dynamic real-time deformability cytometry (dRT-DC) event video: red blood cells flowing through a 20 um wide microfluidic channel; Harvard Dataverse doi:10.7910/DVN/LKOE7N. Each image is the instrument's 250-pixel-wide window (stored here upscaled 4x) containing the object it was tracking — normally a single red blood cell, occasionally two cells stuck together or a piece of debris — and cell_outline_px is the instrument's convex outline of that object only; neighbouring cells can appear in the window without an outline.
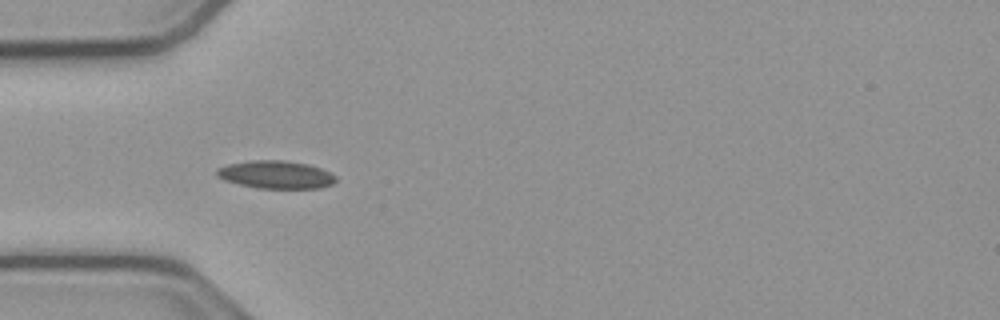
{"species": "common noctule bat (a hibernating species)", "species_latin": "Nyctalus noctula", "temperature_condition": "cold", "stored_images_in_passage": 9, "camera_frame_rate_fps": 3000, "um_per_image_px": 0.085, "animal": {"sex": "male", "body_mass_g": 23.1, "forearm_length_mm": 52.7}, "frame": {"image": 1, "passage_image": 6, "time_ms": 1.667, "image_size_px": [1000, 320], "cell_outline_px": [[336, 180], [332, 184], [320, 188], [256, 188], [224, 180], [216, 176], [216, 168], [228, 164], [252, 160], [284, 160], [308, 164], [320, 168], [336, 176]], "centroid_in_image_um": [23.43, 14.84], "position_along_channel_um": 61.6, "area_um2": 19.31}}
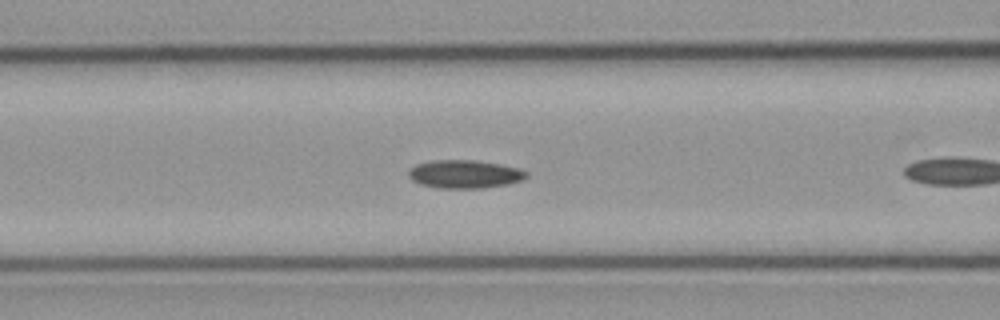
{"frame": {"image": 2, "passage_image": 8, "time_ms": 2.333, "image_size_px": [1000, 320], "cell_outline_px": [[528, 176], [524, 180], [508, 184], [484, 188], [436, 188], [420, 184], [412, 180], [408, 176], [408, 172], [416, 164], [432, 160], [472, 160], [500, 164], [520, 168], [528, 172]], "centroid_in_image_um": [39.52, 14.8], "position_along_channel_um": 127.1, "area_um2": 19.54}}